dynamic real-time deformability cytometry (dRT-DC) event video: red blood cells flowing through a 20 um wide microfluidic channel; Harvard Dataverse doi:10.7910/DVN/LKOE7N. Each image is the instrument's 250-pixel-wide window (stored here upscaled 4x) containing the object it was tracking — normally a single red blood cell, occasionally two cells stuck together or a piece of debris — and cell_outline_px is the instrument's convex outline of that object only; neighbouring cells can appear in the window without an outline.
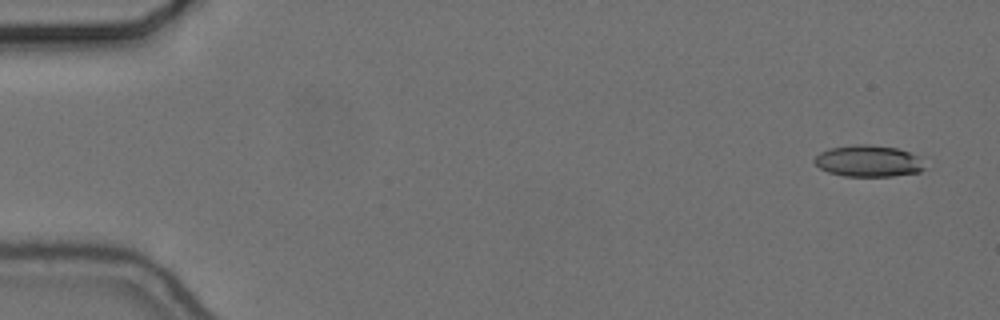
{"species": "common noctule bat (a hibernating species)", "species_latin": "Nyctalus noctula", "temperature_condition": "cold", "stored_images_in_passage": 54, "camera_frame_rate_fps": 3000, "um_per_image_px": 0.085, "animal": {"sex": "female", "body_mass_g": 24.6, "forearm_length_mm": 56.2}, "frame": {"image": 1, "passage_image": 1, "time_ms": 0.0, "image_size_px": [1000, 320], "cell_outline_px": [[924, 168], [920, 172], [892, 176], [844, 176], [828, 172], [820, 168], [812, 160], [820, 152], [828, 148], [856, 144], [868, 144], [896, 148], [908, 152], [916, 156]], "centroid_in_image_um": [73.74, 13.69], "position_along_channel_um": 11.3, "area_um2": 20.06}}
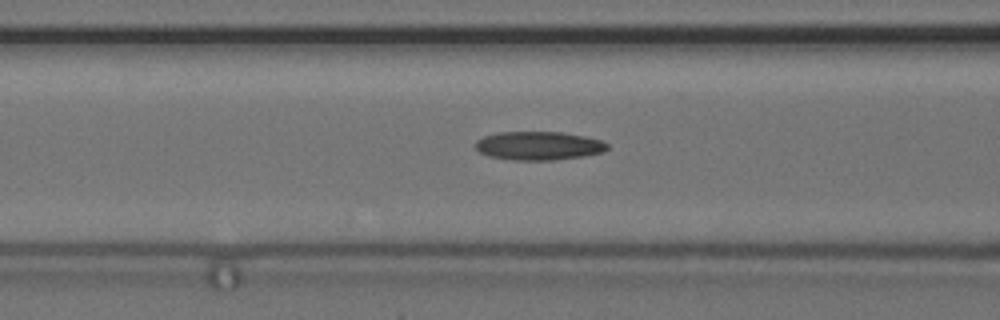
{"frame": {"image": 2, "passage_image": 21, "time_ms": 6.667, "image_size_px": [1000, 320], "cell_outline_px": [[608, 148], [604, 152], [584, 156], [552, 160], [512, 160], [488, 156], [480, 152], [476, 148], [476, 140], [484, 136], [500, 132], [560, 132], [584, 136], [600, 140], [608, 144]], "centroid_in_image_um": [45.78, 12.39], "position_along_channel_um": 120.8, "area_um2": 21.91}}
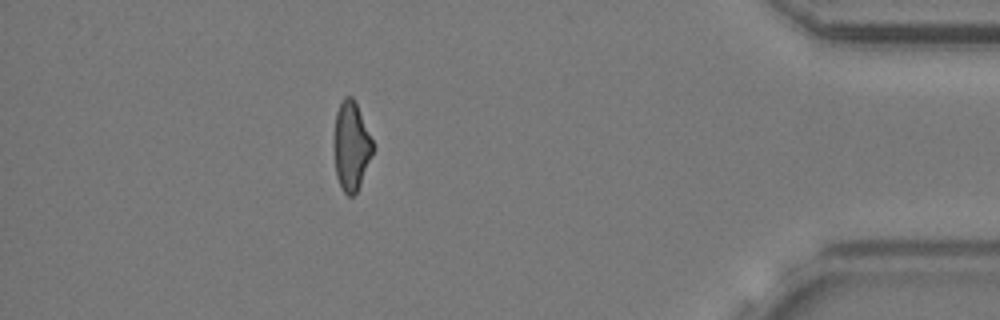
{"frame": {"image": 3, "passage_image": 48, "time_ms": 15.667, "image_size_px": [1000, 320], "cell_outline_px": [[372, 156], [360, 184], [356, 192], [352, 196], [348, 196], [340, 188], [336, 176], [332, 144], [336, 112], [344, 96], [352, 96], [356, 104], [372, 140]], "centroid_in_image_um": [29.8, 12.44], "position_along_channel_um": 405.4, "area_um2": 20.17}, "authors_computed_cell_mechanics": {"area_um2": 21.097, "velocity_mm_per_s": 3.6809, "shape_relaxation_time_tau1_ms": null, "shape_relaxation_time_tau2_ms": 6.967, "deformation_change_tau1": null, "deformation_change_tau2": 0.2038}}